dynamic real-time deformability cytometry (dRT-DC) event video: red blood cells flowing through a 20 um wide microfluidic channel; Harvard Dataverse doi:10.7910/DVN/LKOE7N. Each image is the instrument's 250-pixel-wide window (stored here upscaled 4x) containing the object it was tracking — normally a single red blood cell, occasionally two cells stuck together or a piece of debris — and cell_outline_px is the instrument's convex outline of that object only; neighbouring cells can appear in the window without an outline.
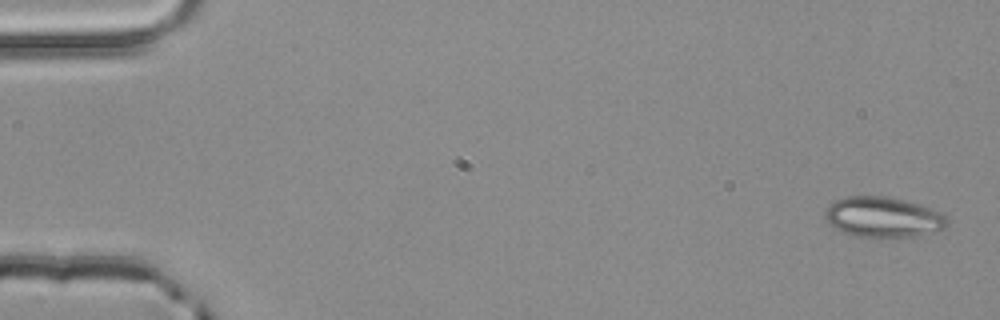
{"species": "common noctule bat (a hibernating species)", "species_latin": "Nyctalus noctula", "temperature_condition": "room temperature", "stored_images_in_passage": 4, "camera_frame_rate_fps": 3000, "um_per_image_px": 0.085, "animal": {"sex": "male", "body_mass_g": 20.4}, "frame": {"image": 1, "passage_image": 1, "time_ms": 0.0, "image_size_px": [1000, 320], "cell_outline_px": [[948, 224], [944, 228], [916, 236], [872, 240], [856, 236], [844, 232], [828, 224], [824, 216], [824, 212], [828, 204], [832, 200], [844, 196], [888, 196], [904, 200], [932, 208], [944, 212], [948, 220]], "centroid_in_image_um": [75.03, 18.47], "position_along_channel_um": 10.0, "area_um2": 29.71}}